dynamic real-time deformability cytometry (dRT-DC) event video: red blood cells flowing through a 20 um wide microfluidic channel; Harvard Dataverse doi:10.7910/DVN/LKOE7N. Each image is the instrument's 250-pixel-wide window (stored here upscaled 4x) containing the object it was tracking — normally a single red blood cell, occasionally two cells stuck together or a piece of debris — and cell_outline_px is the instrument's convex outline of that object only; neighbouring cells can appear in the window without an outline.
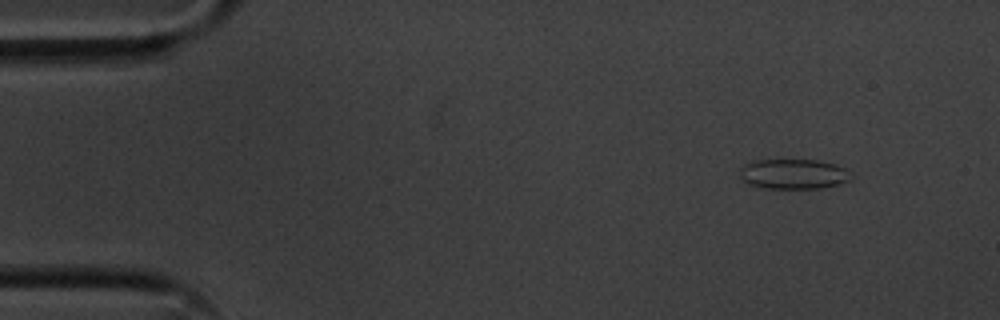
{"species": "common noctule bat (a hibernating species)", "species_latin": "Nyctalus noctula", "temperature_condition": "cold", "stored_images_in_passage": 4, "camera_frame_rate_fps": 3000, "um_per_image_px": 0.085, "animal": {"sex": "male", "body_mass_g": 20.1, "forearm_length_mm": 53.5}, "frame": {"image": 1, "passage_image": 1, "time_ms": 0.0, "image_size_px": [1000, 320], "cell_outline_px": [[852, 180], [820, 188], [764, 188], [748, 184], [740, 176], [740, 168], [744, 164], [752, 160], [816, 160], [836, 164], [844, 168]], "centroid_in_image_um": [67.39, 14.78], "position_along_channel_um": 17.6, "area_um2": 19.31}}
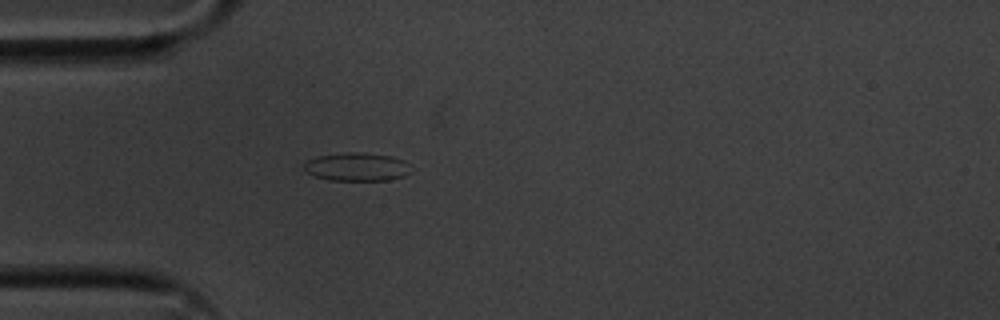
{"frame": {"image": 2, "passage_image": 4, "time_ms": 1.0, "image_size_px": [1000, 320], "cell_outline_px": [[412, 172], [404, 176], [388, 180], [328, 180], [304, 172], [304, 160], [316, 156], [348, 152], [364, 152], [392, 156], [404, 160], [408, 164]], "centroid_in_image_um": [30.31, 14.17], "position_along_channel_um": 54.7, "area_um2": 17.92}}